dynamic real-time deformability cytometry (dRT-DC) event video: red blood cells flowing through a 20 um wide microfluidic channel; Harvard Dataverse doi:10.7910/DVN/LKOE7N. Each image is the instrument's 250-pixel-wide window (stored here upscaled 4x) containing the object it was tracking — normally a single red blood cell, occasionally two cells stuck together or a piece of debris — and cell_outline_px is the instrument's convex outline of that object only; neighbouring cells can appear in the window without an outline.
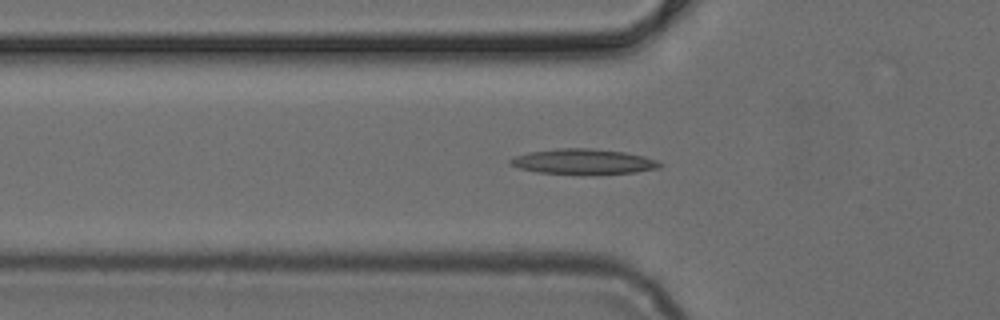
{"species": "common noctule bat (a hibernating species)", "species_latin": "Nyctalus noctula", "temperature_condition": "cold", "stored_images_in_passage": 51, "segment_of_instrument_passage": [1, 2], "camera_frame_rate_fps": 3000, "um_per_image_px": 0.085, "animal": {"sex": "female", "body_mass_g": 24.6, "forearm_length_mm": 56.2}, "frame": {"image": 1, "passage_image": 17, "time_ms": 5.333, "image_size_px": [1000, 320], "cell_outline_px": [[664, 164], [660, 168], [636, 172], [580, 176], [536, 172], [520, 168], [508, 164], [508, 160], [512, 156], [528, 152], [556, 148], [588, 148], [624, 152], [644, 156], [656, 160]], "centroid_in_image_um": [49.54, 13.76], "position_along_channel_um": 76.3, "area_um2": 22.77}}
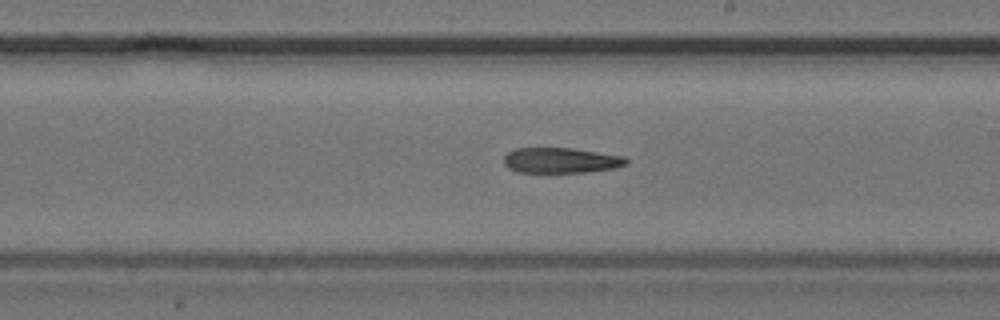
{"frame": {"image": 2, "passage_image": 29, "time_ms": 9.333, "image_size_px": [1000, 320], "cell_outline_px": [[628, 164], [616, 168], [588, 172], [516, 172], [508, 168], [504, 164], [504, 156], [508, 152], [516, 148], [572, 148], [624, 156], [628, 160]], "centroid_in_image_um": [47.69, 13.63], "position_along_channel_um": 241.3, "area_um2": 18.21}}
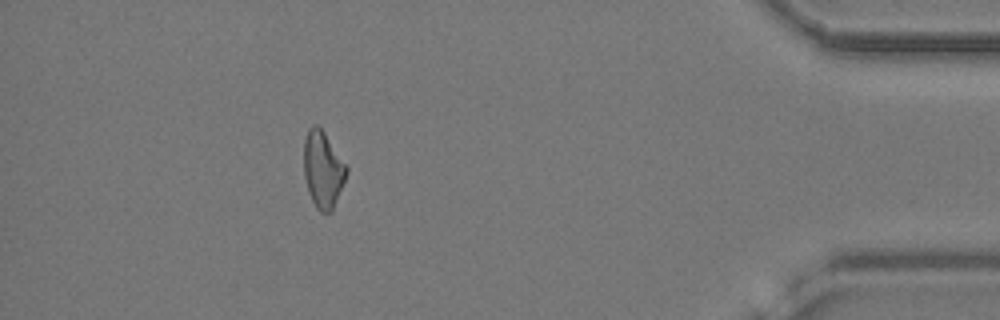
{"frame": {"image": 3, "passage_image": 45, "time_ms": 14.667, "image_size_px": [1000, 320], "cell_outline_px": [[348, 172], [332, 212], [320, 212], [316, 208], [308, 192], [304, 176], [304, 140], [308, 128], [312, 124], [316, 124], [324, 132], [348, 168]], "centroid_in_image_um": [27.44, 14.42], "position_along_channel_um": 407.8, "area_um2": 19.02}}